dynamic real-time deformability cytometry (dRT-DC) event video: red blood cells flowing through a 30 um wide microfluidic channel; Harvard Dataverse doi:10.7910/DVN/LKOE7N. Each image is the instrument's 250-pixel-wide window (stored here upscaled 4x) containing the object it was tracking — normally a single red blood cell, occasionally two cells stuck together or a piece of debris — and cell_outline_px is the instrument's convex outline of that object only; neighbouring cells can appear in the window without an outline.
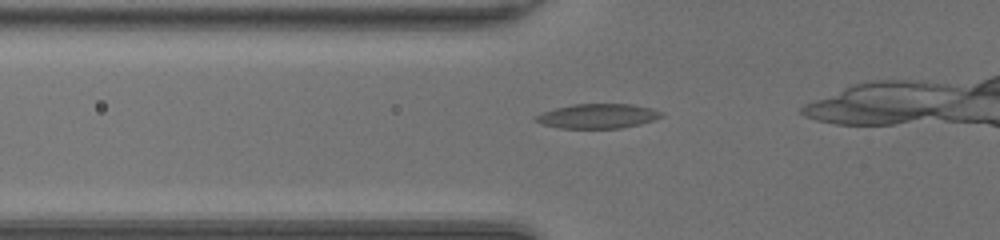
{"species": "common noctule bat (a hibernating species)", "species_latin": "Nyctalus noctula", "temperature_condition": "room temperature", "stored_images_in_passage": 22, "camera_frame_rate_fps": 3000, "um_per_image_px": 0.085, "animal": {"sex": "female", "body_mass_g": 20.0, "forearm_length_mm": 54.0}, "frame": {"image": 1, "passage_image": 11, "time_ms": 3.333, "image_size_px": [1000, 240], "cell_outline_px": [[664, 116], [640, 124], [620, 128], [560, 128], [544, 124], [532, 120], [536, 116], [544, 112], [556, 108], [572, 104], [632, 104], [652, 108], [664, 112]], "centroid_in_image_um": [50.84, 9.86], "position_along_channel_um": 75.0, "area_um2": 17.92}}
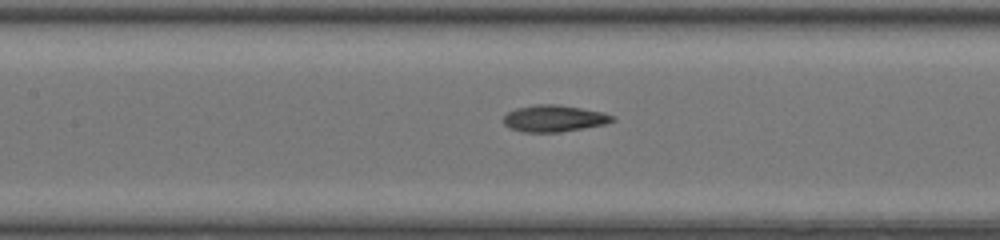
{"frame": {"image": 2, "passage_image": 17, "time_ms": 5.333, "image_size_px": [1000, 240], "cell_outline_px": [[616, 120], [604, 124], [584, 128], [560, 132], [524, 132], [508, 128], [500, 120], [508, 112], [516, 108], [536, 104], [556, 104], [604, 112], [616, 116]], "centroid_in_image_um": [47.08, 10.07], "position_along_channel_um": 160.3, "area_um2": 17.11}}
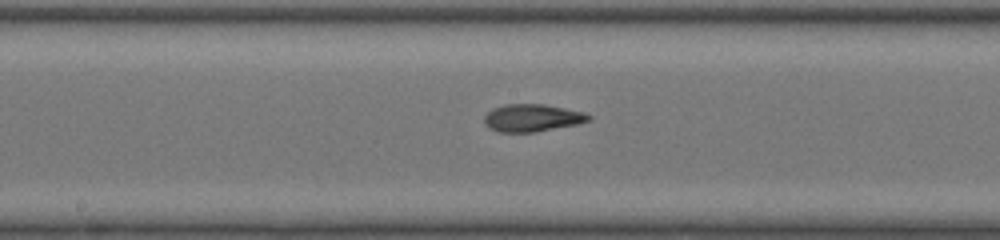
{"frame": {"image": 3, "passage_image": 20, "time_ms": 6.333, "image_size_px": [1000, 240], "cell_outline_px": [[592, 120], [576, 124], [536, 132], [496, 132], [488, 128], [484, 124], [484, 116], [492, 108], [504, 104], [544, 104], [584, 112], [592, 116]], "centroid_in_image_um": [45.21, 10.02], "position_along_channel_um": 203.0, "area_um2": 16.88}}